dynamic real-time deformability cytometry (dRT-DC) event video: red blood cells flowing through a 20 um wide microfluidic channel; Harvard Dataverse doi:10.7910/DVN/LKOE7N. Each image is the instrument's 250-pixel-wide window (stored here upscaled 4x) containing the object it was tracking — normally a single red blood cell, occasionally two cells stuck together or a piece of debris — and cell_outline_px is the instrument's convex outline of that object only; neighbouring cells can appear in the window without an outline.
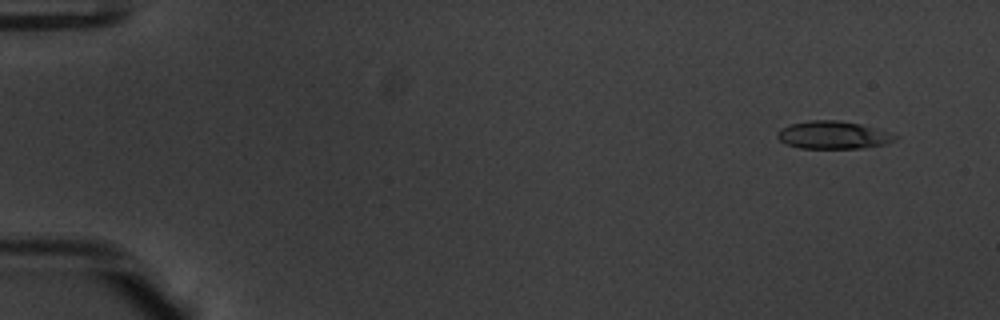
{"species": "common noctule bat (a hibernating species)", "species_latin": "Nyctalus noctula", "temperature_condition": "warm", "stored_images_in_passage": 54, "camera_frame_rate_fps": 3000, "um_per_image_px": 0.085, "animal": {"sex": "male", "body_mass_g": 20.1, "forearm_length_mm": 53.5}, "frame": {"image": 1, "passage_image": 4, "time_ms": 1.0, "image_size_px": [1000, 320], "cell_outline_px": [[900, 136], [896, 140], [884, 144], [860, 148], [800, 148], [788, 144], [780, 140], [776, 136], [780, 128], [792, 124], [808, 120], [836, 120], [860, 124], [876, 128]], "centroid_in_image_um": [70.83, 11.47], "position_along_channel_um": 14.2, "area_um2": 18.9}}
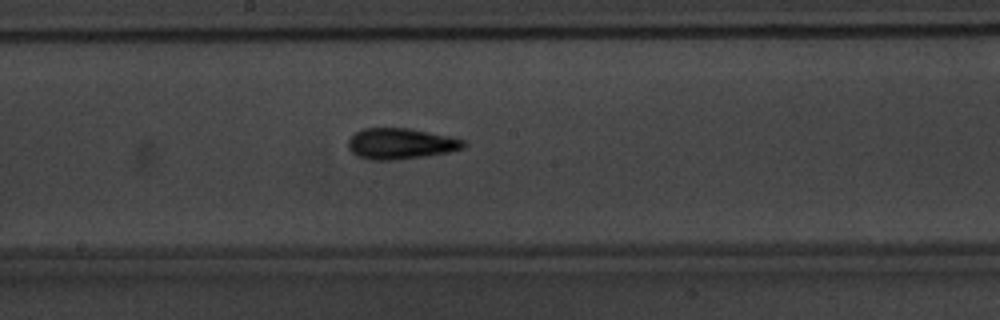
{"frame": {"image": 2, "passage_image": 30, "time_ms": 9.667, "image_size_px": [1000, 320], "cell_outline_px": [[468, 144], [464, 148], [448, 152], [424, 156], [396, 160], [368, 160], [356, 156], [348, 148], [348, 140], [356, 132], [364, 128], [408, 128], [448, 136], [464, 140]], "centroid_in_image_um": [34.04, 12.22], "position_along_channel_um": 214.2, "area_um2": 20.81}}
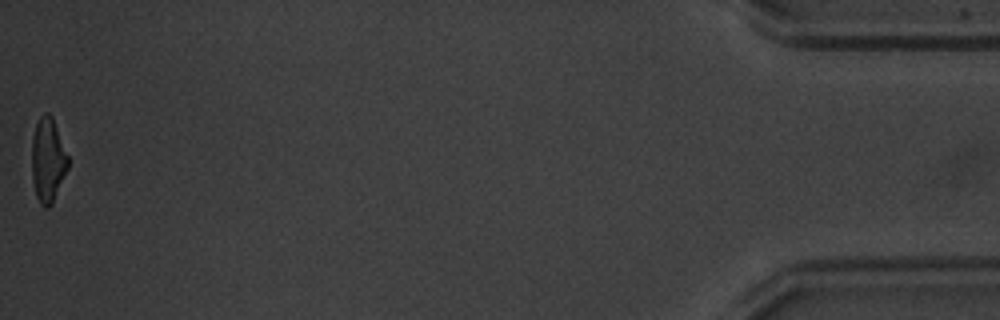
{"frame": {"image": 3, "passage_image": 54, "time_ms": 17.667, "image_size_px": [1000, 320], "cell_outline_px": [[68, 168], [52, 204], [48, 208], [44, 208], [40, 204], [36, 196], [32, 180], [32, 136], [36, 124], [40, 116], [44, 112], [48, 112], [52, 116], [68, 156]], "centroid_in_image_um": [4.06, 13.61], "position_along_channel_um": 431.1, "area_um2": 17.86}, "authors_computed_cell_mechanics": {"area_um2": 19.1318, "velocity_mm_per_s": 3.8211, "shape_relaxation_time_tau1_ms": 4.676, "shape_relaxation_time_tau2_ms": 2.6116, "deformation_change_tau1": 0.187, "deformation_change_tau2": 0.1205}}